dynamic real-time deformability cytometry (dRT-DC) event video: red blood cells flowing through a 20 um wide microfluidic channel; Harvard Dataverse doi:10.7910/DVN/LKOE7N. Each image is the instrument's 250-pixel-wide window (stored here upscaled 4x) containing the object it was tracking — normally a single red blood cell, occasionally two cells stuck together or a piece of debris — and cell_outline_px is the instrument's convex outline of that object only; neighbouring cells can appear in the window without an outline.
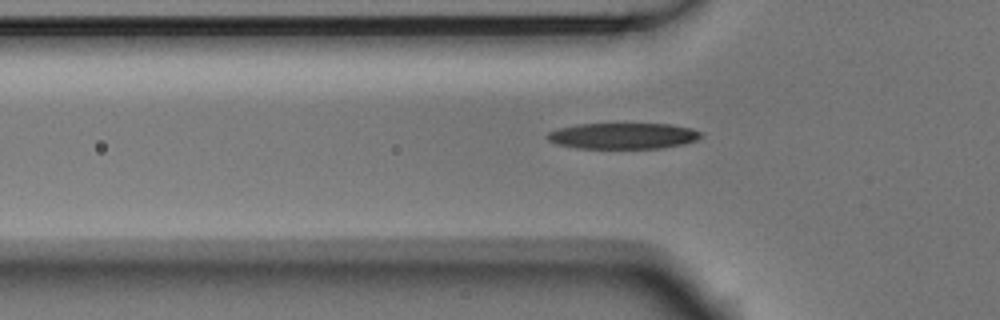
{"species": "Egyptian fruit bat (a non-hibernating species)", "species_latin": "Rousettus aegyptiacus", "temperature_condition": "room temperature", "stored_images_in_passage": 48, "camera_frame_rate_fps": 3000, "um_per_image_px": 0.085, "animal": {"sex": "male"}, "frame": {"image": 1, "passage_image": 16, "time_ms": 5.0, "image_size_px": [1000, 320], "cell_outline_px": [[704, 136], [696, 140], [684, 144], [664, 148], [576, 148], [556, 144], [548, 140], [548, 132], [560, 128], [576, 124], [672, 124], [692, 128], [704, 132]], "centroid_in_image_um": [53.03, 11.55], "position_along_channel_um": 72.8, "area_um2": 23.47}}
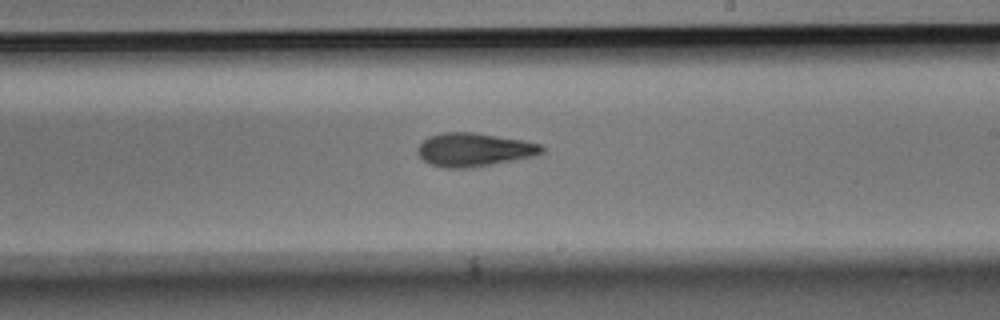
{"frame": {"image": 2, "passage_image": 30, "time_ms": 9.667, "image_size_px": [1000, 320], "cell_outline_px": [[544, 152], [536, 156], [492, 164], [464, 168], [444, 168], [432, 164], [424, 160], [416, 152], [416, 148], [428, 136], [444, 132], [472, 132], [524, 140], [544, 144]], "centroid_in_image_um": [40.33, 12.71], "position_along_channel_um": 248.7, "area_um2": 24.28}}
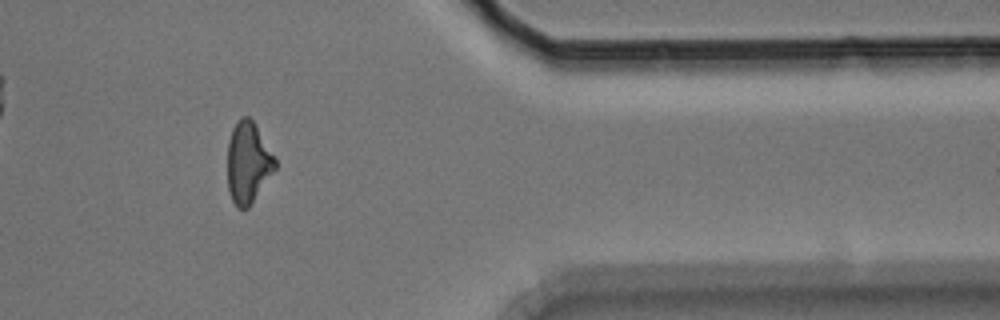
{"frame": {"image": 3, "passage_image": 43, "time_ms": 14.0, "image_size_px": [1000, 320], "cell_outline_px": [[276, 168], [248, 208], [236, 208], [228, 192], [228, 140], [232, 128], [240, 116], [248, 116], [256, 124], [276, 156]], "centroid_in_image_um": [21.09, 13.79], "position_along_channel_um": 390.3, "area_um2": 22.83}}